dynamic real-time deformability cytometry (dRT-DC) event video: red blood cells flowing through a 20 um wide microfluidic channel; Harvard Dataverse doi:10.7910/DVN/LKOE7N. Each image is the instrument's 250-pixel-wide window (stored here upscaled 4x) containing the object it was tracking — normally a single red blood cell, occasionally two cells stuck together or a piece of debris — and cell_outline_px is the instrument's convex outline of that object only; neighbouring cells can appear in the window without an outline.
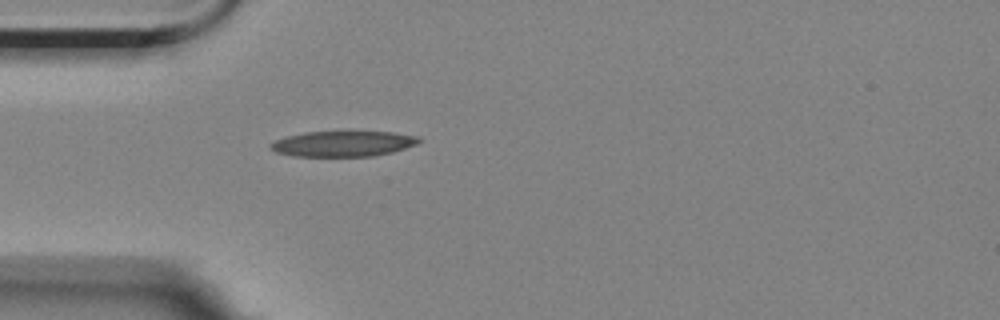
{"species": "Egyptian fruit bat (a non-hibernating species)", "species_latin": "Rousettus aegyptiacus", "temperature_condition": "room temperature", "stored_images_in_passage": 1, "camera_frame_rate_fps": 3000, "um_per_image_px": 0.085, "animal": {"sex": "female"}, "frame": {"image": 1, "passage_image": 1, "time_ms": 0.0, "image_size_px": [1000, 320], "cell_outline_px": [[424, 140], [416, 144], [392, 152], [376, 156], [292, 156], [276, 152], [268, 144], [276, 140], [288, 136], [304, 132], [392, 132], [420, 136]], "centroid_in_image_um": [29.2, 12.22], "position_along_channel_um": 55.8, "area_um2": 22.02}}